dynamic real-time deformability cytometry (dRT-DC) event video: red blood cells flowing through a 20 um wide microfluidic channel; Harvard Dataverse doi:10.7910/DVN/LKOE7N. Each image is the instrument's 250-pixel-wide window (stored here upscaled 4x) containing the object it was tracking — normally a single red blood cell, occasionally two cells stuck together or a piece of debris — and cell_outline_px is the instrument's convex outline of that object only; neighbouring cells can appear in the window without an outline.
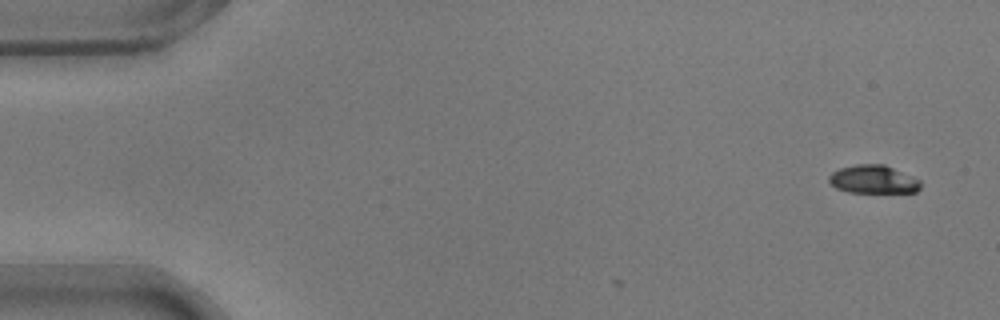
{"species": "common noctule bat (a hibernating species)", "species_latin": "Nyctalus noctula", "temperature_condition": "warm", "stored_images_in_passage": 3, "camera_frame_rate_fps": 3000, "um_per_image_px": 0.085, "animal": {"sex": "male", "body_mass_g": 17.9}, "frame": {"image": 1, "passage_image": 3, "time_ms": 0.667, "image_size_px": [1000, 320], "cell_outline_px": [[920, 188], [916, 192], [848, 192], [836, 188], [828, 180], [828, 176], [832, 172], [840, 168], [856, 164], [884, 164], [920, 180]], "centroid_in_image_um": [74.2, 15.24], "position_along_channel_um": 10.8, "area_um2": 14.97}}